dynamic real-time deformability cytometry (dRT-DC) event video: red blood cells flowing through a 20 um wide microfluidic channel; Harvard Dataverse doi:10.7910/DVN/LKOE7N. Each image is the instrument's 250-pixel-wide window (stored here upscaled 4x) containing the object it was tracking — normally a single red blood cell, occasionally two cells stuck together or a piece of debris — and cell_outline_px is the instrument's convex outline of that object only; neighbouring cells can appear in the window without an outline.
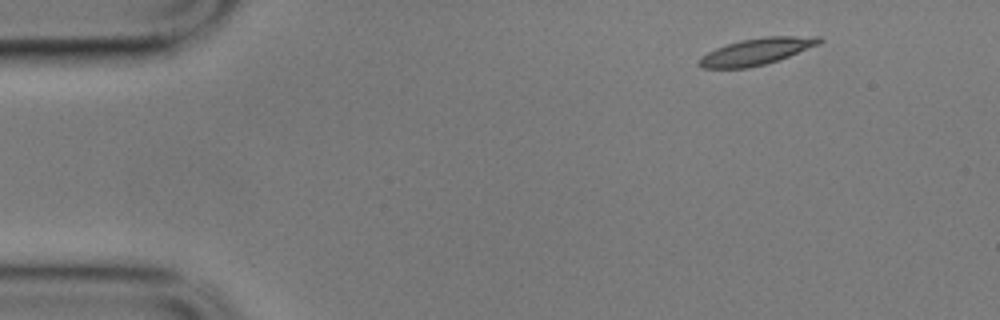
{"species": "common noctule bat (a hibernating species)", "species_latin": "Nyctalus noctula", "temperature_condition": "cold", "stored_images_in_passage": 4, "segment_of_instrument_passage": [1, 2], "camera_frame_rate_fps": 3000, "um_per_image_px": 0.085, "animal": {"sex": "male", "body_mass_g": 17.9}, "frame": {"image": 1, "passage_image": 1, "time_ms": 0.0, "image_size_px": [1000, 320], "cell_outline_px": [[824, 40], [820, 44], [788, 56], [764, 64], [748, 68], [700, 68], [696, 64], [700, 56], [716, 48], [740, 40], [764, 36], [820, 36]], "centroid_in_image_um": [64.28, 4.37], "position_along_channel_um": 20.7, "area_um2": 18.67}}